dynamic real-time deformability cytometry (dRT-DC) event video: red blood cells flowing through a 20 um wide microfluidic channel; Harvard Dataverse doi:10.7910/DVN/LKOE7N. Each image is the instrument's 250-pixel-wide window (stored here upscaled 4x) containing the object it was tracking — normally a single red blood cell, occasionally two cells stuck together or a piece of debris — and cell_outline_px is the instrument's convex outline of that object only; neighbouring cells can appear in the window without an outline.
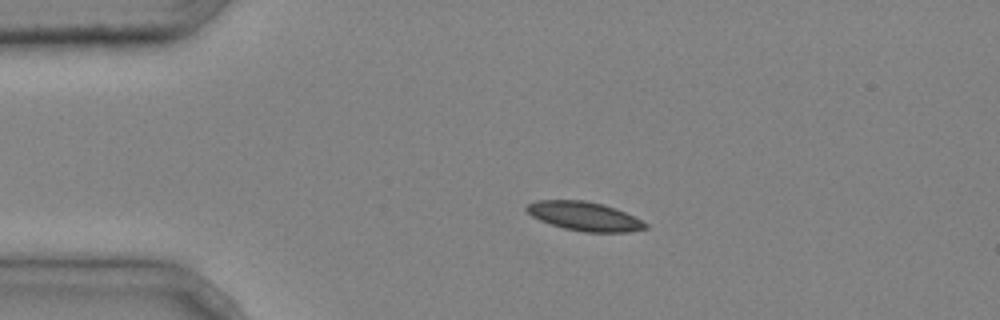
{"species": "common noctule bat (a hibernating species)", "species_latin": "Nyctalus noctula", "temperature_condition": "cold", "stored_images_in_passage": 3, "camera_frame_rate_fps": 3000, "um_per_image_px": 0.085, "animal": {"sex": "male", "body_mass_g": 20.4}, "frame": {"image": 1, "passage_image": 2, "time_ms": 0.333, "image_size_px": [1000, 320], "cell_outline_px": [[648, 228], [628, 232], [584, 232], [564, 228], [540, 220], [532, 216], [524, 208], [528, 204], [536, 200], [584, 200], [604, 204], [616, 208], [648, 224]], "centroid_in_image_um": [49.67, 18.37], "position_along_channel_um": 35.3, "area_um2": 19.94}}